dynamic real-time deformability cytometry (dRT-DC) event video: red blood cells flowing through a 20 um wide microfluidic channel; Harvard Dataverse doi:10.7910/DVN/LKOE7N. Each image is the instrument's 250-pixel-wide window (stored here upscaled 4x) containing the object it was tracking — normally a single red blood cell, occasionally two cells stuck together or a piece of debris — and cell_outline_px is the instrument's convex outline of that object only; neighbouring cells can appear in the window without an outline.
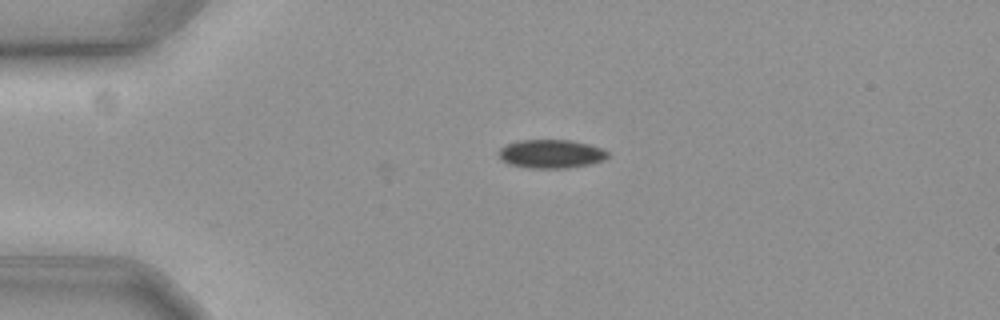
{"species": "common noctule bat (a hibernating species)", "species_latin": "Nyctalus noctula", "temperature_condition": "cold", "stored_images_in_passage": 4, "camera_frame_rate_fps": 3000, "um_per_image_px": 0.085, "animal": {"sex": "female", "body_mass_g": 19.3, "forearm_length_mm": 54.1}, "frame": {"image": 1, "passage_image": 4, "time_ms": 1.0, "image_size_px": [1000, 320], "cell_outline_px": [[608, 156], [604, 160], [588, 164], [568, 168], [528, 168], [508, 164], [500, 160], [500, 148], [508, 144], [520, 140], [572, 140], [588, 144], [600, 148], [608, 152]], "centroid_in_image_um": [46.83, 13.08], "position_along_channel_um": 38.2, "area_um2": 18.09}}